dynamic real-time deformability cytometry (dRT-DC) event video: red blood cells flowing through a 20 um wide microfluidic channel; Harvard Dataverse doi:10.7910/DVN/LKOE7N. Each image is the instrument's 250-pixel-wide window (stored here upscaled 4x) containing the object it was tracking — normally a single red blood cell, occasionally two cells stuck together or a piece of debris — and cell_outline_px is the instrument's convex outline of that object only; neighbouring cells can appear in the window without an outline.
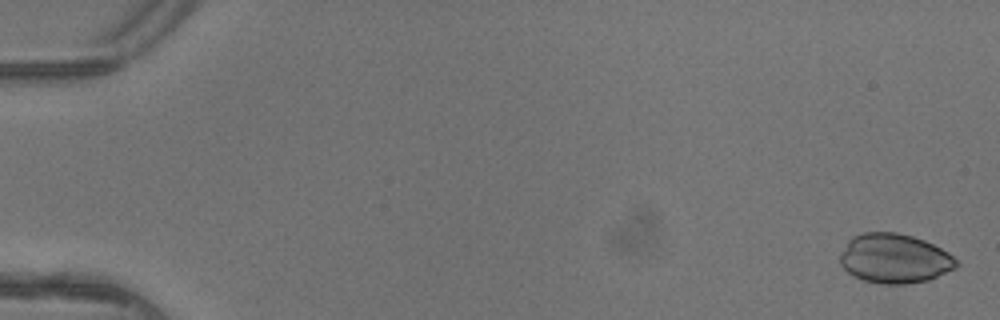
{"species": "common noctule bat (a hibernating species)", "species_latin": "Nyctalus noctula", "temperature_condition": "warm", "stored_images_in_passage": 5, "camera_frame_rate_fps": 3000, "um_per_image_px": 0.085, "animal": {"sex": "female"}, "frame": {"image": 1, "passage_image": 1, "time_ms": 0.0, "image_size_px": [1000, 320], "cell_outline_px": [[960, 264], [956, 268], [928, 280], [908, 284], [880, 284], [864, 280], [852, 276], [840, 264], [840, 252], [848, 240], [852, 236], [864, 232], [896, 232], [912, 236], [924, 240], [948, 252]], "centroid_in_image_um": [76.01, 21.97], "position_along_channel_um": 9.0, "area_um2": 33.7}}
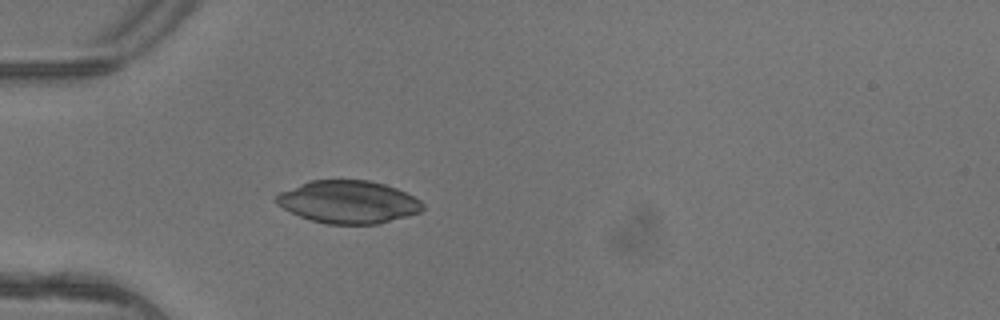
{"frame": {"image": 2, "passage_image": 5, "time_ms": 1.333, "image_size_px": [1000, 320], "cell_outline_px": [[424, 208], [420, 212], [408, 216], [376, 224], [328, 224], [312, 220], [300, 216], [276, 204], [276, 196], [280, 192], [308, 180], [368, 180], [384, 184], [396, 188], [420, 200], [424, 204]], "centroid_in_image_um": [29.61, 17.16], "position_along_channel_um": 55.4, "area_um2": 36.24}}